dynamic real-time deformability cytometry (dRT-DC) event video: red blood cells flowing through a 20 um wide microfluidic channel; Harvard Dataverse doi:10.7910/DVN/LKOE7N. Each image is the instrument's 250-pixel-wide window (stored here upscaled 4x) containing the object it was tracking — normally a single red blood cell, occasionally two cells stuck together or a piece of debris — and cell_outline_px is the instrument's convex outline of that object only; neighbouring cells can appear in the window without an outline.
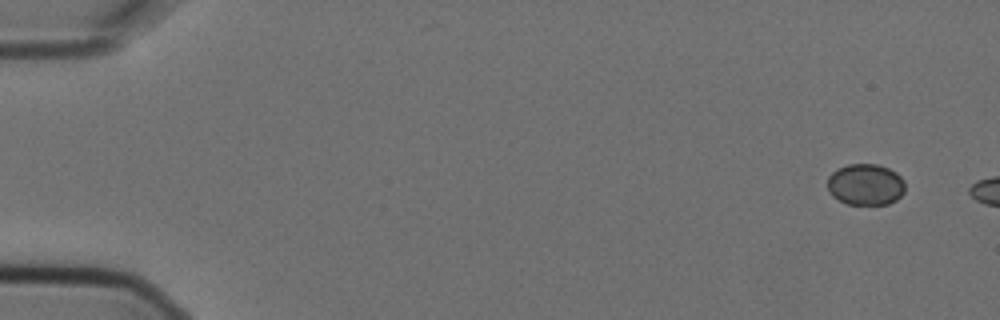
{"species": "Egyptian fruit bat (a non-hibernating species)", "species_latin": "Rousettus aegyptiacus", "temperature_condition": "cold", "stored_images_in_passage": 3, "camera_frame_rate_fps": 3000, "um_per_image_px": 0.085, "animal": {"sex": "female"}, "frame": {"image": 1, "passage_image": 1, "time_ms": 0.0, "image_size_px": [1000, 320], "cell_outline_px": [[904, 192], [896, 200], [888, 204], [848, 204], [832, 196], [828, 192], [828, 176], [832, 172], [848, 164], [876, 164], [888, 168], [896, 172], [904, 180]], "centroid_in_image_um": [73.57, 15.68], "position_along_channel_um": 11.4, "area_um2": 18.67}}